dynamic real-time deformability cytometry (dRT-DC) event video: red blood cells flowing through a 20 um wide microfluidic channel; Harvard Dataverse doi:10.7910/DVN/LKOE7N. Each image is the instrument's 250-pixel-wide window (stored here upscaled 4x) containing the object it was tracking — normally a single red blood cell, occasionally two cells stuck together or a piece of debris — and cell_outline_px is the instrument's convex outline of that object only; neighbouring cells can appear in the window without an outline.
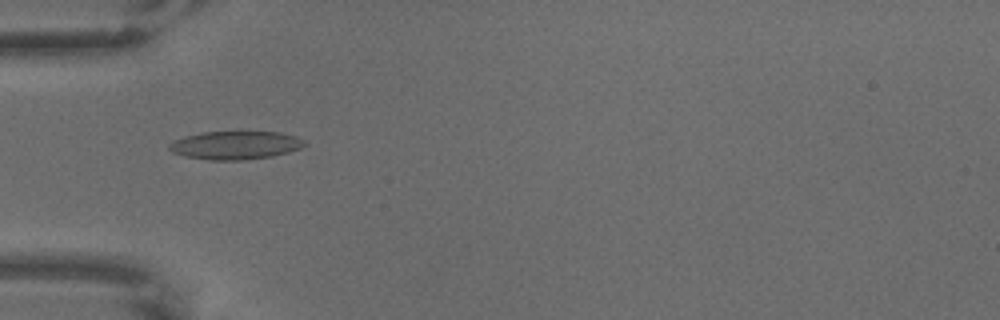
{"species": "common noctule bat (a hibernating species)", "species_latin": "Nyctalus noctula", "temperature_condition": "warm", "stored_images_in_passage": 6, "camera_frame_rate_fps": 3000, "um_per_image_px": 0.085, "animal": {"sex": "male", "body_mass_g": 18.8}, "frame": {"image": 1, "passage_image": 5, "time_ms": 1.333, "image_size_px": [1000, 320], "cell_outline_px": [[304, 144], [300, 148], [288, 152], [272, 156], [240, 160], [208, 160], [184, 156], [172, 152], [168, 148], [168, 144], [172, 140], [184, 136], [200, 132], [280, 132], [296, 136], [304, 140]], "centroid_in_image_um": [19.95, 12.34], "position_along_channel_um": 65.1, "area_um2": 22.31}}
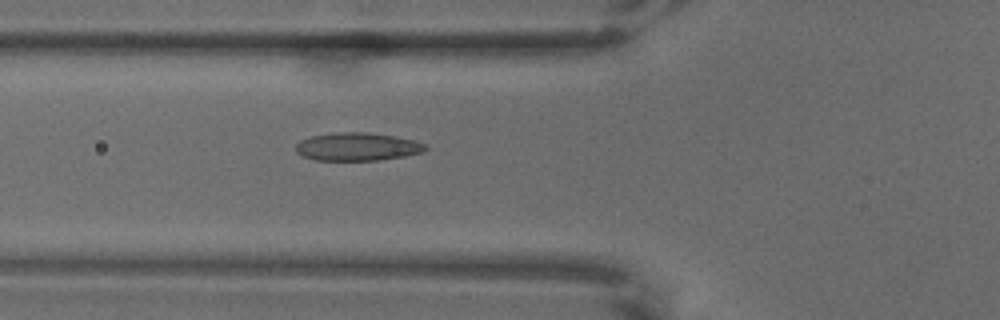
{"frame": {"image": 2, "passage_image": 6, "time_ms": 1.667, "image_size_px": [1000, 320], "cell_outline_px": [[428, 148], [424, 152], [404, 156], [380, 160], [316, 160], [304, 156], [296, 152], [296, 144], [300, 140], [312, 136], [332, 132], [368, 132], [396, 136], [412, 140], [424, 144]], "centroid_in_image_um": [30.37, 12.46], "position_along_channel_um": 95.4, "area_um2": 21.21}}